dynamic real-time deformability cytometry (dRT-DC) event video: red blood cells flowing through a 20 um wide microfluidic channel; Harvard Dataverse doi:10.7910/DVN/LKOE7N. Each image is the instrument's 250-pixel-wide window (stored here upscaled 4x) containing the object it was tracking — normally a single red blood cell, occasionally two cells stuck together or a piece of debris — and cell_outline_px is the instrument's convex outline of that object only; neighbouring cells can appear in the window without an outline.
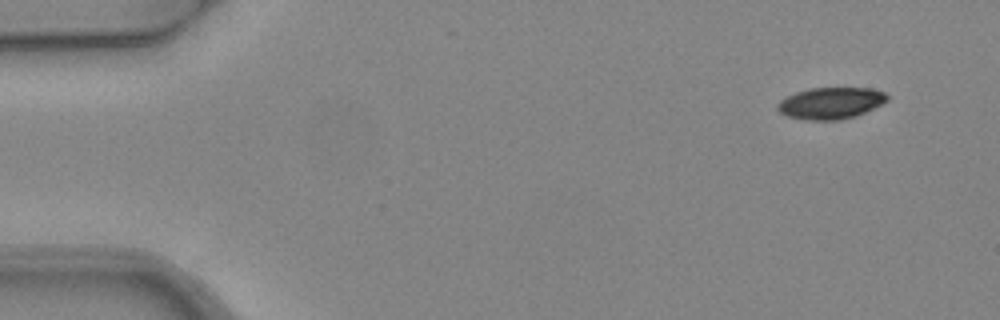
{"species": "common noctule bat (a hibernating species)", "species_latin": "Nyctalus noctula", "temperature_condition": "warm", "stored_images_in_passage": 4, "camera_frame_rate_fps": 3000, "um_per_image_px": 0.085, "animal": {"sex": "female", "body_mass_g": 24.6, "forearm_length_mm": 56.2}, "frame": {"image": 1, "passage_image": 1, "time_ms": 0.0, "image_size_px": [1000, 320], "cell_outline_px": [[888, 100], [856, 116], [840, 120], [804, 120], [788, 116], [780, 112], [776, 108], [776, 104], [784, 96], [808, 88], [872, 88], [884, 92], [888, 96]], "centroid_in_image_um": [70.56, 8.76], "position_along_channel_um": 14.4, "area_um2": 20.29}}
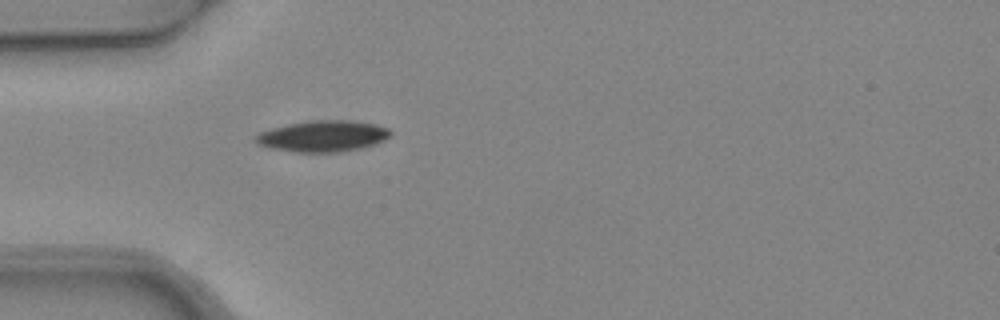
{"frame": {"image": 2, "passage_image": 4, "time_ms": 1.0, "image_size_px": [1000, 320], "cell_outline_px": [[392, 136], [376, 144], [360, 148], [340, 152], [296, 152], [268, 148], [256, 144], [252, 140], [252, 136], [260, 132], [272, 128], [288, 124], [316, 120], [348, 120], [372, 124], [388, 128], [392, 132]], "centroid_in_image_um": [27.4, 11.58], "position_along_channel_um": 57.6, "area_um2": 24.68}}